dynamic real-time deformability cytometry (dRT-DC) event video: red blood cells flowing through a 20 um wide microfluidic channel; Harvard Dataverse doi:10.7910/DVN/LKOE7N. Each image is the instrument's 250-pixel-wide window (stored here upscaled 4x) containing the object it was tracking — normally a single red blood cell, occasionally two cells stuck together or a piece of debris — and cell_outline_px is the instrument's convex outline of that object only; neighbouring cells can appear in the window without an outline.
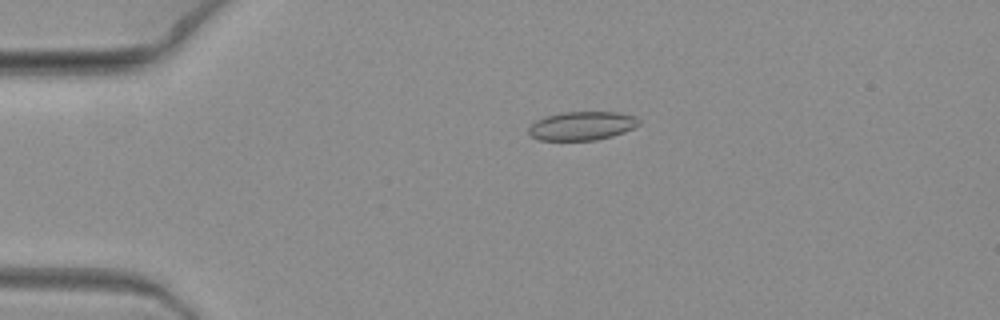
{"species": "common noctule bat (a hibernating species)", "species_latin": "Nyctalus noctula", "temperature_condition": "warm", "stored_images_in_passage": 6, "camera_frame_rate_fps": 3000, "um_per_image_px": 0.085, "animal": {"sex": "female", "body_mass_g": 19.3, "forearm_length_mm": 54.1}, "frame": {"image": 1, "passage_image": 4, "time_ms": 1.0, "image_size_px": [1000, 320], "cell_outline_px": [[640, 124], [624, 132], [612, 136], [596, 140], [540, 140], [532, 136], [528, 132], [528, 128], [536, 120], [544, 116], [560, 112], [616, 112], [636, 116], [640, 120]], "centroid_in_image_um": [49.46, 10.69], "position_along_channel_um": 35.5, "area_um2": 18.5}}